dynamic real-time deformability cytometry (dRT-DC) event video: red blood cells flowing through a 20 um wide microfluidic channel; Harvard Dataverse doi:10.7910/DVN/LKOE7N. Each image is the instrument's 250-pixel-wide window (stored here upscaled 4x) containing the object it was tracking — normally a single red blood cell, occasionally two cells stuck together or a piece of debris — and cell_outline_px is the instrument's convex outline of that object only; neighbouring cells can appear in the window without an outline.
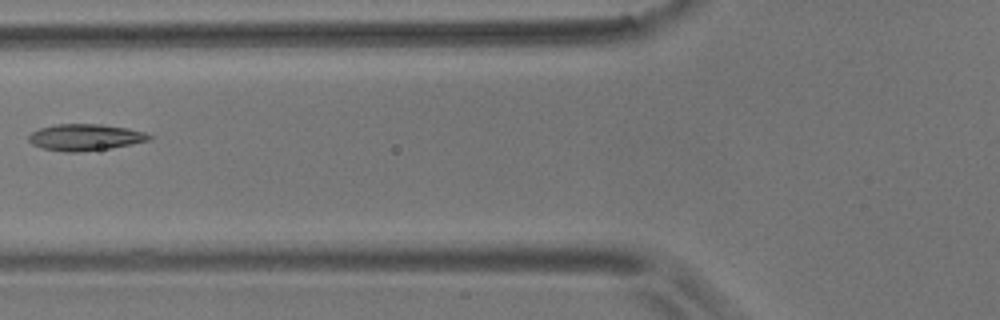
{"species": "common noctule bat (a hibernating species)", "species_latin": "Nyctalus noctula", "temperature_condition": "room temperature", "stored_images_in_passage": 7, "camera_frame_rate_fps": 3000, "um_per_image_px": 0.085, "animal": {"sex": "male", "body_mass_g": 17.9}, "frame": {"image": 1, "passage_image": 6, "time_ms": 6.0, "image_size_px": [1000, 320], "cell_outline_px": [[156, 136], [152, 140], [112, 148], [76, 152], [64, 152], [44, 148], [32, 144], [28, 140], [28, 136], [32, 132], [40, 128], [56, 124], [100, 124], [128, 128], [144, 132]], "centroid_in_image_um": [7.3, 11.67], "position_along_channel_um": 118.5, "area_um2": 18.73}}
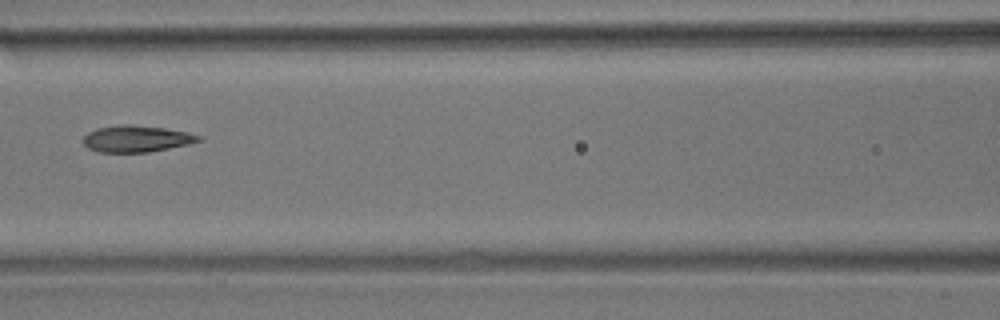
{"frame": {"image": 2, "passage_image": 7, "time_ms": 7.0, "image_size_px": [1000, 320], "cell_outline_px": [[204, 140], [188, 144], [148, 152], [96, 152], [88, 148], [84, 144], [84, 136], [88, 132], [96, 128], [124, 124], [128, 124], [164, 128], [184, 132], [200, 136]], "centroid_in_image_um": [11.57, 11.8], "position_along_channel_um": 155.0, "area_um2": 17.69}}